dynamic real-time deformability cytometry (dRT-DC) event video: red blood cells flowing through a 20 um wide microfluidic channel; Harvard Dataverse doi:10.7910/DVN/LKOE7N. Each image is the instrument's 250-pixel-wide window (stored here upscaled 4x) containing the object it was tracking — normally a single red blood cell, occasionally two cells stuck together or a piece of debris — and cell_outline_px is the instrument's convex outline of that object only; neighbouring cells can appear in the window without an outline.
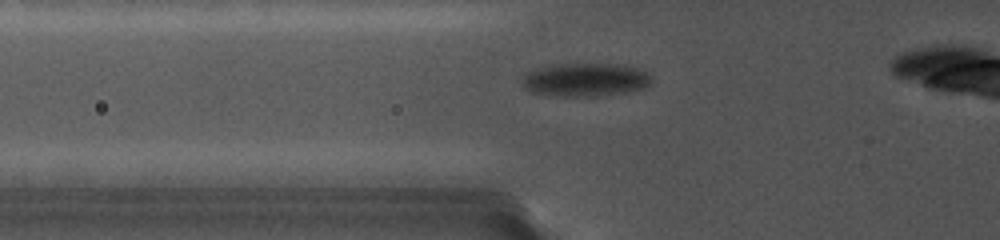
{"species": "common noctule bat (a hibernating species)", "species_latin": "Nyctalus noctula", "temperature_condition": "cold", "stored_images_in_passage": 24, "camera_frame_rate_fps": 5000, "um_per_image_px": 0.085, "animal": {"sex": "female", "body_mass_g": 19.0, "forearm_length_mm": 56.7}, "frame": {"image": 1, "passage_image": 6, "time_ms": 3.6, "image_size_px": [1000, 240], "cell_outline_px": [[652, 80], [644, 88], [616, 92], [532, 92], [524, 88], [524, 76], [532, 68], [560, 64], [620, 64], [636, 68], [644, 72]], "centroid_in_image_um": [49.75, 6.67], "position_along_channel_um": 76.1, "area_um2": 22.77}}
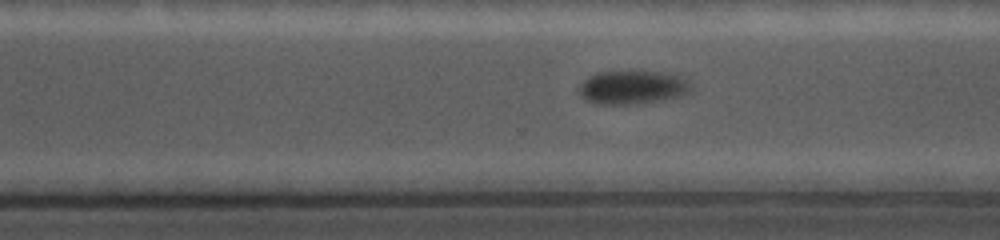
{"frame": {"image": 2, "passage_image": 16, "time_ms": 10.2, "image_size_px": [1000, 240], "cell_outline_px": [[684, 92], [676, 96], [624, 104], [596, 104], [580, 96], [580, 84], [588, 76], [600, 72], [660, 72], [676, 76], [684, 80]], "centroid_in_image_um": [53.54, 7.41], "position_along_channel_um": 317.1, "area_um2": 20.29}}
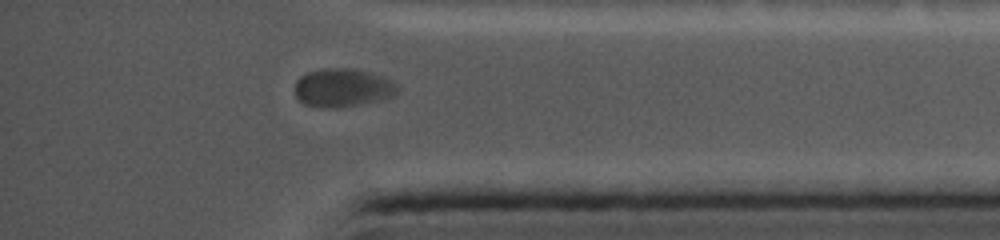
{"frame": {"image": 3, "passage_image": 23, "time_ms": 12.6, "image_size_px": [1000, 240], "cell_outline_px": [[396, 92], [392, 96], [356, 104], [332, 108], [328, 108], [304, 104], [296, 96], [296, 80], [300, 76], [308, 72], [324, 68], [352, 68], [368, 72], [380, 76], [396, 84]], "centroid_in_image_um": [29.05, 7.44], "position_along_channel_um": 406.1, "area_um2": 22.25}}